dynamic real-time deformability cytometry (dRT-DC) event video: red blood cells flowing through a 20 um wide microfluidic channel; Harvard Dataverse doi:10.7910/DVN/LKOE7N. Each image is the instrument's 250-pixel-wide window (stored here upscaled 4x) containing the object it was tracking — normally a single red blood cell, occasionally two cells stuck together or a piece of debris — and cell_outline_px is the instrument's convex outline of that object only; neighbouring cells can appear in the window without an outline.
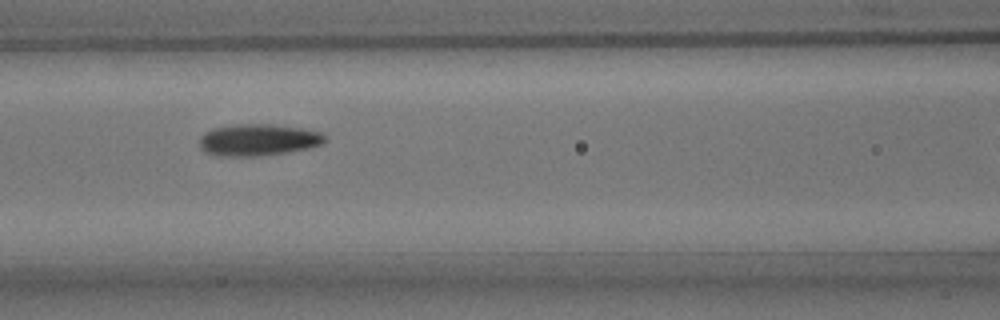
{"species": "common noctule bat (a hibernating species)", "species_latin": "Nyctalus noctula", "temperature_condition": "room temperature", "stored_images_in_passage": 7, "camera_frame_rate_fps": 3000, "um_per_image_px": 0.085, "animal": {"sex": "male", "body_mass_g": 15.6}, "frame": {"image": 1, "passage_image": 5, "time_ms": 4.667, "image_size_px": [1000, 320], "cell_outline_px": [[328, 140], [324, 144], [308, 148], [288, 152], [260, 156], [212, 156], [204, 152], [200, 148], [200, 136], [204, 132], [212, 128], [236, 124], [276, 124], [300, 128], [320, 132]], "centroid_in_image_um": [21.92, 11.89], "position_along_channel_um": 144.7, "area_um2": 23.58}}
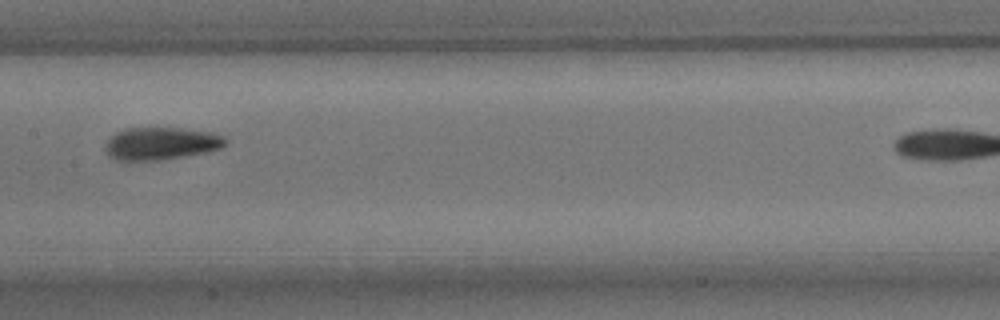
{"frame": {"image": 2, "passage_image": 6, "time_ms": 6.0, "image_size_px": [1000, 320], "cell_outline_px": [[228, 140], [220, 148], [204, 152], [160, 160], [116, 160], [108, 156], [104, 148], [108, 140], [116, 132], [124, 128], [180, 128], [212, 132], [224, 136]], "centroid_in_image_um": [13.66, 12.19], "position_along_channel_um": 193.7, "area_um2": 22.66}}